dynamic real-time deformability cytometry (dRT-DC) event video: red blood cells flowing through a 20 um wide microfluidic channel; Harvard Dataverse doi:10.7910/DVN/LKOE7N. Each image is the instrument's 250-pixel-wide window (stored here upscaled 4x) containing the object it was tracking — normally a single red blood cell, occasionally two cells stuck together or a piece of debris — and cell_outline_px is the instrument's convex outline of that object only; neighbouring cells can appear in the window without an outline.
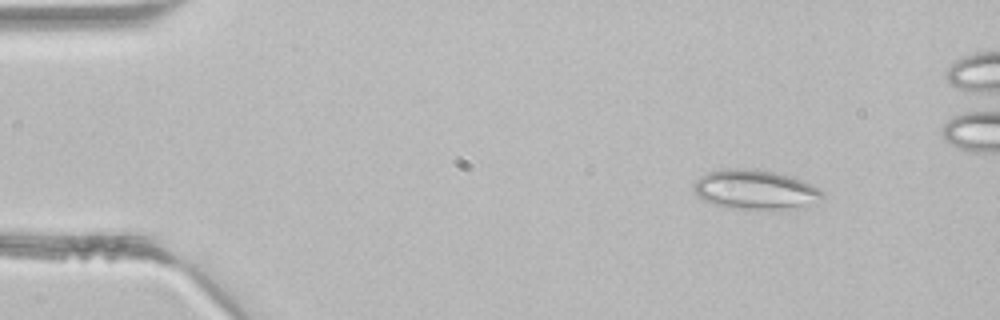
{"species": "common noctule bat (a hibernating species)", "species_latin": "Nyctalus noctula", "temperature_condition": "room temperature", "stored_images_in_passage": 3, "camera_frame_rate_fps": 3000, "um_per_image_px": 0.085, "animal": {"sex": "male", "body_mass_g": 21.5, "forearm_length_mm": 52.0}, "frame": {"image": 1, "passage_image": 1, "time_ms": 0.0, "image_size_px": [1000, 320], "cell_outline_px": [[824, 196], [796, 208], [740, 208], [716, 204], [704, 200], [696, 196], [692, 192], [692, 188], [696, 180], [700, 176], [708, 172], [724, 168], [748, 168], [772, 172], [788, 176], [812, 184], [824, 192]], "centroid_in_image_um": [64.11, 16.08], "position_along_channel_um": 20.9, "area_um2": 28.9}}